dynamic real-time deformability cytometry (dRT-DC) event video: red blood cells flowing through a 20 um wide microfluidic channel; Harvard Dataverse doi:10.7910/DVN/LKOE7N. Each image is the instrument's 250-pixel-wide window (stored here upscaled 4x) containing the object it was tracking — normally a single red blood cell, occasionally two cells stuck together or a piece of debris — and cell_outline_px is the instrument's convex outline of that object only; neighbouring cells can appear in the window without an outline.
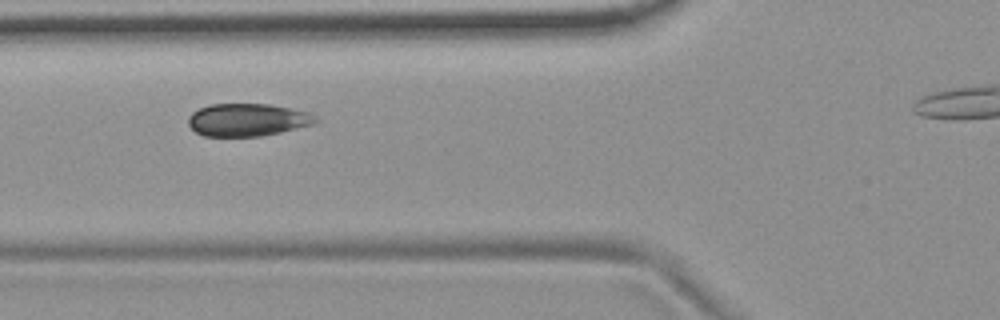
{"species": "common noctule bat (a hibernating species)", "species_latin": "Nyctalus noctula", "temperature_condition": "room temperature", "stored_images_in_passage": 12, "camera_frame_rate_fps": 3000, "um_per_image_px": 0.085, "animal": {"sex": "female", "body_mass_g": 19.9}, "frame": {"image": 1, "passage_image": 4, "time_ms": 1.0, "image_size_px": [1000, 320], "cell_outline_px": [[320, 120], [312, 124], [280, 132], [260, 136], [204, 136], [196, 132], [188, 124], [188, 116], [192, 112], [200, 108], [212, 104], [268, 104], [308, 112], [316, 116]], "centroid_in_image_um": [21.02, 10.18], "position_along_channel_um": 104.8, "area_um2": 24.04}}